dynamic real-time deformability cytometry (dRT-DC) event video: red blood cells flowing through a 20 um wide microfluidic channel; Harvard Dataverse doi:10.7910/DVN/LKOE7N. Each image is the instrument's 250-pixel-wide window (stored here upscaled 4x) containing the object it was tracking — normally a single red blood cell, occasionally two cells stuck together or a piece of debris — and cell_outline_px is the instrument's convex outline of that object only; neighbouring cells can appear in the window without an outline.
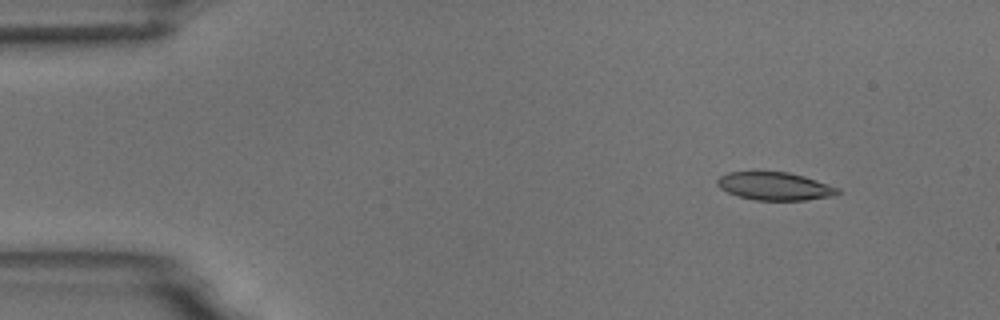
{"species": "common noctule bat (a hibernating species)", "species_latin": "Nyctalus noctula", "temperature_condition": "room temperature", "stored_images_in_passage": 4, "camera_frame_rate_fps": 3000, "um_per_image_px": 0.085, "animal": {"sex": "male", "body_mass_g": 18.8}, "frame": {"image": 1, "passage_image": 1, "time_ms": 0.0, "image_size_px": [1000, 320], "cell_outline_px": [[840, 192], [836, 196], [804, 200], [756, 200], [740, 196], [728, 192], [720, 188], [716, 184], [716, 180], [720, 176], [728, 172], [756, 168], [788, 172], [804, 176], [840, 188]], "centroid_in_image_um": [65.82, 15.77], "position_along_channel_um": 19.2, "area_um2": 20.46}}
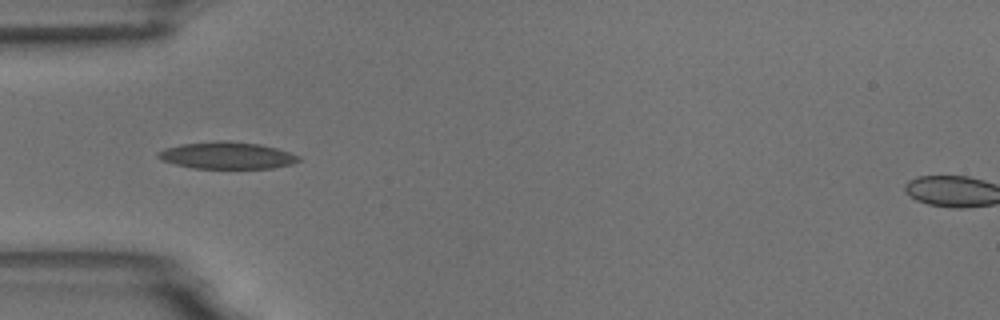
{"frame": {"image": 2, "passage_image": 4, "time_ms": 3.667, "image_size_px": [1000, 320], "cell_outline_px": [[300, 160], [292, 164], [272, 168], [192, 168], [160, 160], [156, 156], [156, 152], [164, 148], [180, 144], [220, 140], [228, 140], [260, 144], [276, 148], [300, 156]], "centroid_in_image_um": [19.25, 13.2], "position_along_channel_um": 65.7, "area_um2": 22.2}}